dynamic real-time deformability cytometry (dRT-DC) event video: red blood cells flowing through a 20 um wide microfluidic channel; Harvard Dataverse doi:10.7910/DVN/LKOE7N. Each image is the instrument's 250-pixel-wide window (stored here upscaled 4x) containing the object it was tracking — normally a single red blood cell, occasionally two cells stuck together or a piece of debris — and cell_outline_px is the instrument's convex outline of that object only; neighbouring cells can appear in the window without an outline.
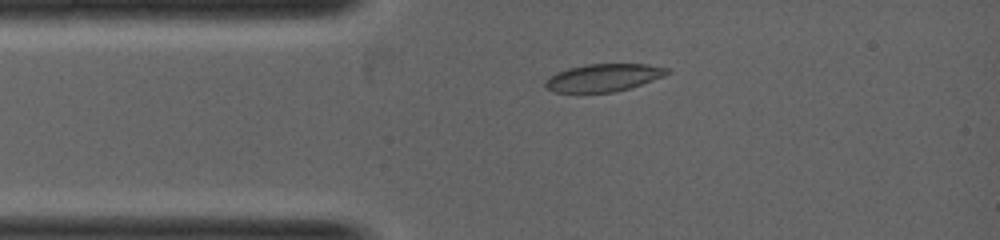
{"species": "common noctule bat (a hibernating species)", "species_latin": "Nyctalus noctula", "temperature_condition": "warm", "stored_images_in_passage": 3, "camera_frame_rate_fps": 5000, "um_per_image_px": 0.085, "animal": {"sex": "female", "body_mass_g": 19.0, "forearm_length_mm": 53.3}, "frame": {"image": 1, "passage_image": 2, "time_ms": 0.8, "image_size_px": [1000, 240], "cell_outline_px": [[672, 72], [664, 76], [628, 88], [612, 92], [556, 92], [548, 88], [544, 84], [544, 80], [556, 72], [568, 68], [588, 64], [648, 64], [668, 68]], "centroid_in_image_um": [51.29, 6.58], "position_along_channel_um": 33.7, "area_um2": 19.42}}
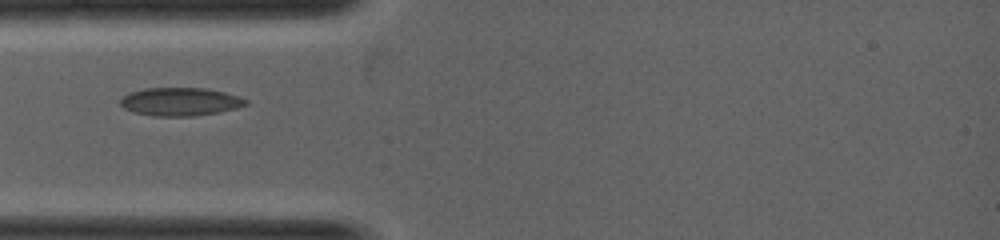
{"frame": {"image": 2, "passage_image": 3, "time_ms": 1.4, "image_size_px": [1000, 240], "cell_outline_px": [[248, 104], [236, 108], [220, 112], [196, 116], [152, 116], [132, 112], [124, 108], [120, 104], [120, 100], [124, 96], [132, 92], [144, 88], [204, 88], [224, 92], [248, 100]], "centroid_in_image_um": [15.31, 8.65], "position_along_channel_um": 69.7, "area_um2": 20.58}}